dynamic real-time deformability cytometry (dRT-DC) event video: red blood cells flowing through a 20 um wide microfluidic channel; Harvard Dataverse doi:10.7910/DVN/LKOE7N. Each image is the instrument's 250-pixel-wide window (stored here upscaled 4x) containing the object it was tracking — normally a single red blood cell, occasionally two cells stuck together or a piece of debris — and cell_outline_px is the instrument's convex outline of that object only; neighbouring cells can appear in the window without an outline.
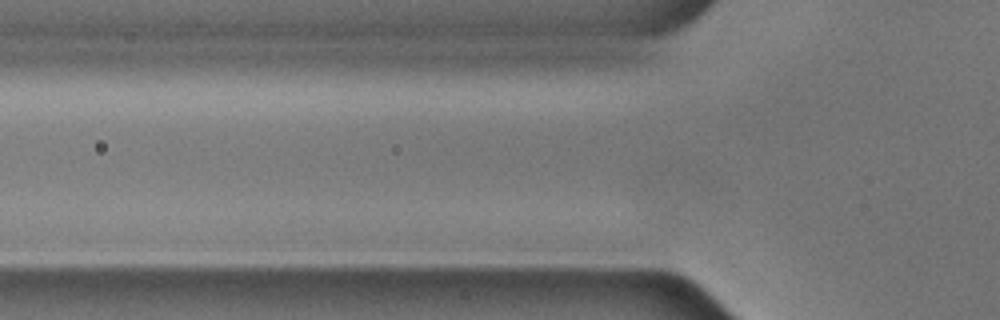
{"species": "common noctule bat (a hibernating species)", "species_latin": "Nyctalus noctula", "temperature_condition": "cold", "stored_images_in_passage": 4, "camera_frame_rate_fps": 3000, "um_per_image_px": 0.085, "animal": {"sex": "male", "body_mass_g": 17.9, "forearm_length_mm": 54.2}, "frame": {"image": 1, "passage_image": 2, "time_ms": 0.333, "image_size_px": [1000, 320], "cell_outline_px": [[600, 116], [596, 124], [516, 132], [476, 124], [472, 120], [480, 112], [560, 112]], "centroid_in_image_um": [45.3, 10.24], "position_along_channel_um": 80.5, "area_um2": 13.58}}